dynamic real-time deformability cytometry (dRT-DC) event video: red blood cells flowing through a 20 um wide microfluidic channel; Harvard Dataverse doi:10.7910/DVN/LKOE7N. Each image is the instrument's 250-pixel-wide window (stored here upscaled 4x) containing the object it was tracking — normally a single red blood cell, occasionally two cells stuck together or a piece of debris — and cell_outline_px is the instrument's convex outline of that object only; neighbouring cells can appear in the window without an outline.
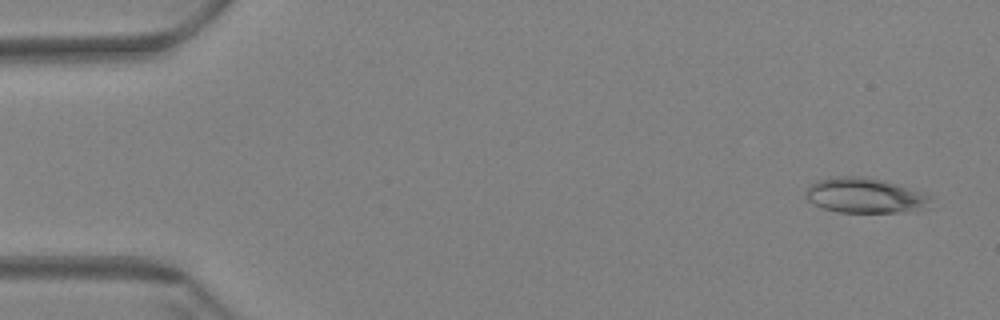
{"species": "Egyptian fruit bat (a non-hibernating species)", "species_latin": "Rousettus aegyptiacus", "temperature_condition": "warm", "stored_images_in_passage": 60, "camera_frame_rate_fps": 3000, "um_per_image_px": 0.085, "animal": {"sex": "female"}, "frame": {"image": 1, "passage_image": 3, "time_ms": 0.667, "image_size_px": [1000, 320], "cell_outline_px": [[932, 208], [896, 212], [840, 212], [824, 208], [808, 200], [804, 196], [804, 192], [816, 180], [836, 176], [864, 176], [884, 180], [932, 196]], "centroid_in_image_um": [73.55, 16.61], "position_along_channel_um": 11.5, "area_um2": 25.61}}
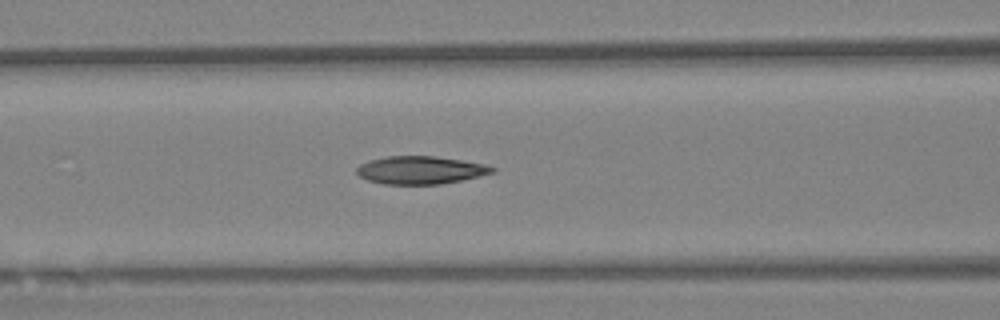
{"frame": {"image": 2, "passage_image": 25, "time_ms": 8.0, "image_size_px": [1000, 320], "cell_outline_px": [[496, 172], [460, 180], [440, 184], [384, 184], [368, 180], [360, 176], [356, 172], [356, 168], [360, 164], [368, 160], [388, 156], [432, 156], [460, 160], [484, 164], [496, 168]], "centroid_in_image_um": [35.71, 14.45], "position_along_channel_um": 130.9, "area_um2": 21.85}}
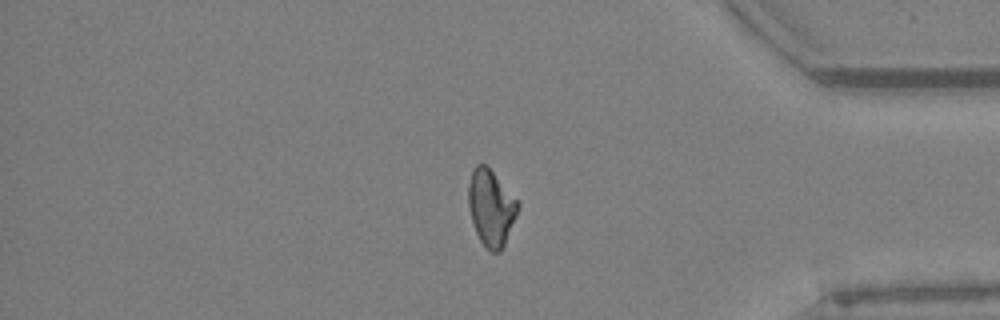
{"frame": {"image": 3, "passage_image": 50, "time_ms": 16.333, "image_size_px": [1000, 320], "cell_outline_px": [[520, 204], [516, 216], [504, 244], [500, 252], [492, 252], [480, 240], [476, 232], [472, 220], [468, 204], [468, 184], [472, 168], [476, 164], [484, 164], [492, 172]], "centroid_in_image_um": [41.71, 17.64], "position_along_channel_um": 393.5, "area_um2": 21.44}, "authors_computed_cell_mechanics": {"area_um2": 22.3686, "velocity_mm_per_s": 3.4563, "shape_relaxation_time_tau1_ms": null, "shape_relaxation_time_tau2_ms": 3.6765, "deformation_change_tau1": null, "deformation_change_tau2": 0.0967}}